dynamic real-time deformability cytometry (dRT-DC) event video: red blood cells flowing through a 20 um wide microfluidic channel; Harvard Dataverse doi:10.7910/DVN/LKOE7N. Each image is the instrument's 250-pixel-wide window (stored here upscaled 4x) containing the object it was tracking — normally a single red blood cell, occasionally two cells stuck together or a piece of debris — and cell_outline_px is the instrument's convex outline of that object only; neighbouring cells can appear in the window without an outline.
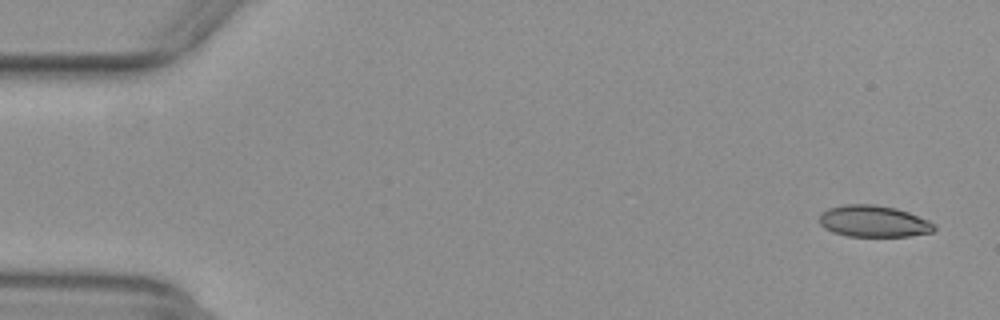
{"species": "common noctule bat (a hibernating species)", "species_latin": "Nyctalus noctula", "temperature_condition": "warm", "stored_images_in_passage": 49, "camera_frame_rate_fps": 3000, "um_per_image_px": 0.085, "animal": {"sex": "female", "body_mass_g": 29.2, "forearm_length_mm": 56.3}, "frame": {"image": 1, "passage_image": 3, "time_ms": 0.667, "image_size_px": [1000, 320], "cell_outline_px": [[936, 228], [932, 232], [908, 236], [848, 236], [832, 232], [824, 228], [820, 224], [820, 212], [828, 208], [844, 204], [872, 204], [896, 208], [908, 212], [928, 220], [936, 224]], "centroid_in_image_um": [74.24, 18.8], "position_along_channel_um": 10.8, "area_um2": 21.21}}
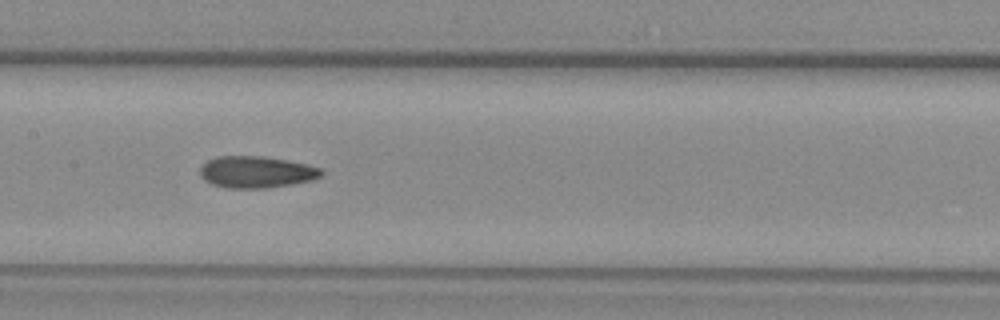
{"frame": {"image": 2, "passage_image": 27, "time_ms": 8.667, "image_size_px": [1000, 320], "cell_outline_px": [[324, 172], [320, 176], [312, 180], [264, 188], [228, 188], [212, 184], [204, 180], [200, 176], [200, 168], [208, 160], [216, 156], [264, 156], [308, 164], [320, 168]], "centroid_in_image_um": [21.76, 14.61], "position_along_channel_um": 185.6, "area_um2": 22.31}}
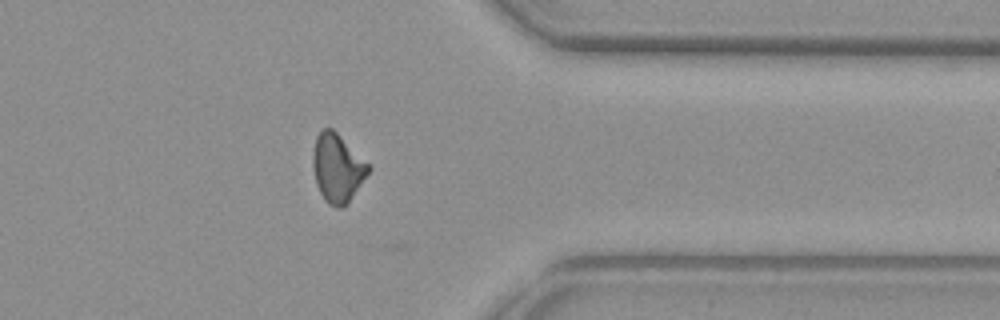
{"frame": {"image": 3, "passage_image": 43, "time_ms": 14.0, "image_size_px": [1000, 320], "cell_outline_px": [[372, 168], [348, 204], [344, 208], [340, 208], [328, 204], [324, 200], [316, 184], [312, 164], [312, 156], [316, 136], [324, 128], [332, 128]], "centroid_in_image_um": [28.67, 14.32], "position_along_channel_um": 382.7, "area_um2": 22.02}, "authors_computed_cell_mechanics": {"area_um2": 21.964, "velocity_mm_per_s": 3.9216, "shape_relaxation_time_tau1_ms": null, "shape_relaxation_time_tau2_ms": 3.411, "deformation_change_tau1": null, "deformation_change_tau2": 0.1035}}